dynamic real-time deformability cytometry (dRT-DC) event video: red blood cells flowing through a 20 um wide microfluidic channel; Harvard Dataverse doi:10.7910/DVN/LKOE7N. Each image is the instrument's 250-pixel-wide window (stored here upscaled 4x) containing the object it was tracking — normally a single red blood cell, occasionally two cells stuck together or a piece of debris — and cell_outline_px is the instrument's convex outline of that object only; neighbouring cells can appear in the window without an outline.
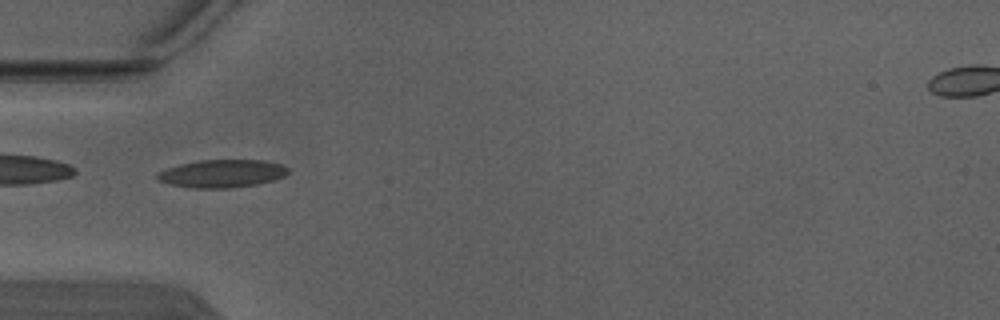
{"species": "Egyptian fruit bat (a non-hibernating species)", "species_latin": "Rousettus aegyptiacus", "temperature_condition": "warm", "stored_images_in_passage": 2, "camera_frame_rate_fps": 3000, "um_per_image_px": 0.085, "animal": {"sex": "male"}, "frame": {"image": 1, "passage_image": 1, "time_ms": 0.0, "image_size_px": [1000, 320], "cell_outline_px": [[288, 172], [284, 176], [272, 180], [256, 184], [232, 188], [196, 188], [172, 184], [156, 180], [156, 172], [180, 164], [200, 160], [264, 160], [280, 164], [288, 168]], "centroid_in_image_um": [18.85, 14.75], "position_along_channel_um": 66.1, "area_um2": 21.1}}
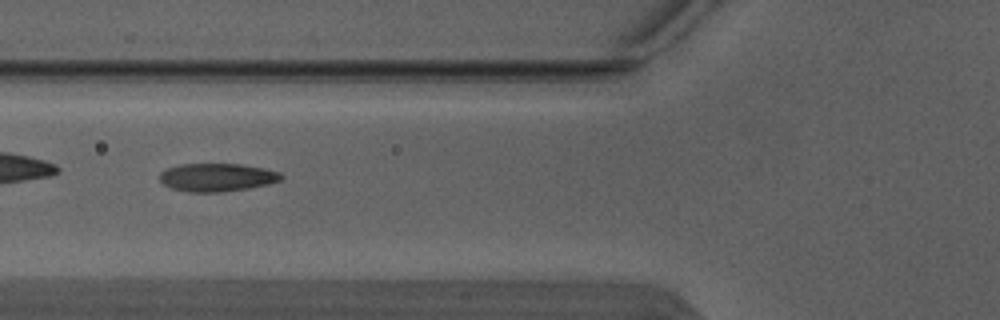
{"frame": {"image": 2, "passage_image": 2, "time_ms": 0.333, "image_size_px": [1000, 320], "cell_outline_px": [[284, 176], [280, 180], [268, 184], [248, 188], [220, 192], [188, 192], [172, 188], [164, 184], [160, 180], [160, 172], [168, 168], [180, 164], [240, 164], [264, 168], [280, 172]], "centroid_in_image_um": [18.45, 15.07], "position_along_channel_um": 107.3, "area_um2": 19.83}}